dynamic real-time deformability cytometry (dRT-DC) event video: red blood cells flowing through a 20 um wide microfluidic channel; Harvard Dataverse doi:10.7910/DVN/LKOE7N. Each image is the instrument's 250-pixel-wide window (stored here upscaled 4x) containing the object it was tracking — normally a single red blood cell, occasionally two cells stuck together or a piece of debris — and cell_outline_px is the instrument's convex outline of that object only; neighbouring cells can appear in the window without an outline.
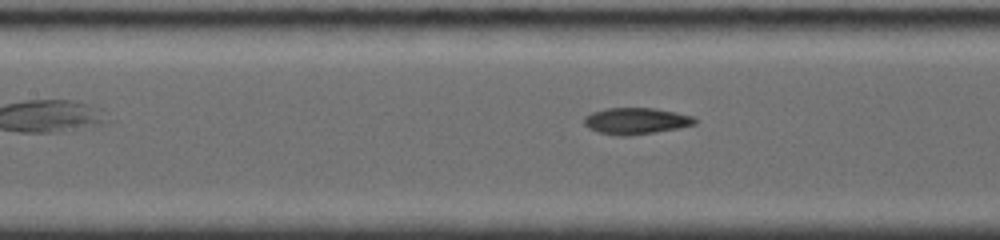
{"species": "common noctule bat (a hibernating species)", "species_latin": "Nyctalus noctula", "temperature_condition": "room temperature", "stored_images_in_passage": 20, "camera_frame_rate_fps": 4000, "um_per_image_px": 0.085, "animal": {"sex": "female", "body_mass_g": 19.0, "forearm_length_mm": 56.7}, "frame": {"image": 1, "passage_image": 20, "time_ms": 5.0, "image_size_px": [1000, 240], "cell_outline_px": [[696, 124], [676, 128], [628, 136], [620, 136], [600, 132], [588, 128], [584, 124], [584, 116], [592, 112], [608, 108], [656, 108], [676, 112], [692, 116], [696, 120]], "centroid_in_image_um": [54.03, 10.27], "position_along_channel_um": 153.4, "area_um2": 16.88}}